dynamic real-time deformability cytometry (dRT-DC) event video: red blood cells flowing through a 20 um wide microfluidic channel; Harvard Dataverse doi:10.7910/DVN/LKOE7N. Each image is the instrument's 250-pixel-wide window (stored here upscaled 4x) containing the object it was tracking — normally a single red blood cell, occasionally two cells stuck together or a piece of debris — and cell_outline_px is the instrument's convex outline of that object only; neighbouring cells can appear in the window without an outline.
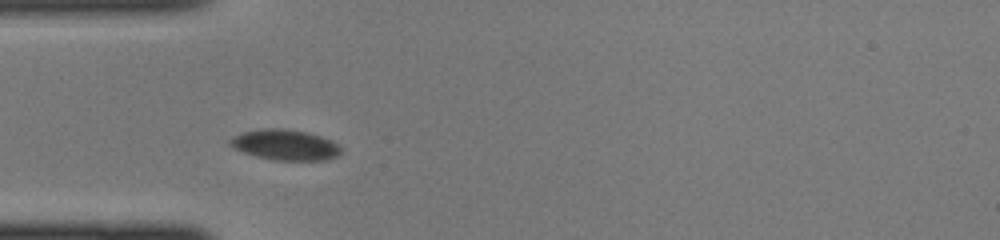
{"species": "common noctule bat (a hibernating species)", "species_latin": "Nyctalus noctula", "temperature_condition": "cold", "stored_images_in_passage": 35, "camera_frame_rate_fps": 3000, "um_per_image_px": 0.085, "animal": {"sex": "female", "body_mass_g": 22.0, "forearm_length_mm": 56.7}, "frame": {"image": 1, "passage_image": 1, "time_ms": 0.0, "image_size_px": [1000, 240], "cell_outline_px": [[340, 152], [336, 156], [324, 160], [276, 160], [256, 156], [244, 152], [236, 148], [228, 140], [232, 136], [244, 132], [268, 128], [276, 128], [304, 132], [328, 140], [336, 144], [340, 148]], "centroid_in_image_um": [24.2, 12.32], "position_along_channel_um": 60.8, "area_um2": 18.96}}
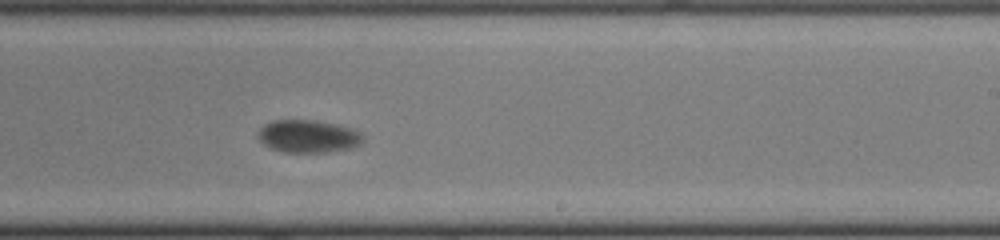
{"frame": {"image": 2, "passage_image": 16, "time_ms": 5.0, "image_size_px": [1000, 240], "cell_outline_px": [[364, 136], [360, 144], [352, 148], [328, 152], [284, 152], [272, 148], [264, 144], [260, 140], [260, 128], [264, 124], [272, 120], [312, 120], [336, 124], [360, 132]], "centroid_in_image_um": [26.21, 11.58], "position_along_channel_um": 262.8, "area_um2": 19.77}}
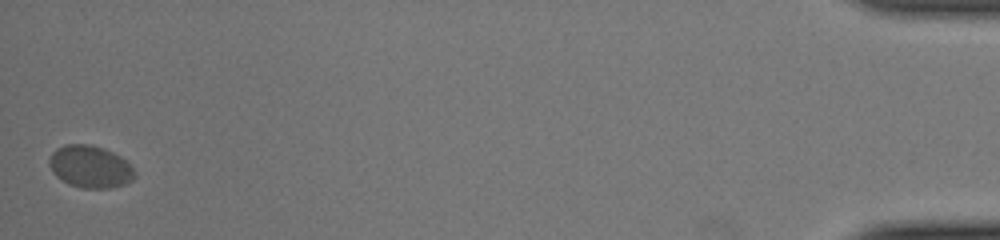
{"frame": {"image": 3, "passage_image": 35, "time_ms": 11.333, "image_size_px": [1000, 240], "cell_outline_px": [[136, 176], [132, 180], [124, 184], [112, 188], [80, 188], [68, 184], [60, 180], [52, 172], [48, 164], [48, 160], [52, 152], [56, 148], [64, 144], [88, 144], [104, 148], [120, 156], [132, 168]], "centroid_in_image_um": [7.62, 14.17], "position_along_channel_um": 427.6, "area_um2": 21.21}}